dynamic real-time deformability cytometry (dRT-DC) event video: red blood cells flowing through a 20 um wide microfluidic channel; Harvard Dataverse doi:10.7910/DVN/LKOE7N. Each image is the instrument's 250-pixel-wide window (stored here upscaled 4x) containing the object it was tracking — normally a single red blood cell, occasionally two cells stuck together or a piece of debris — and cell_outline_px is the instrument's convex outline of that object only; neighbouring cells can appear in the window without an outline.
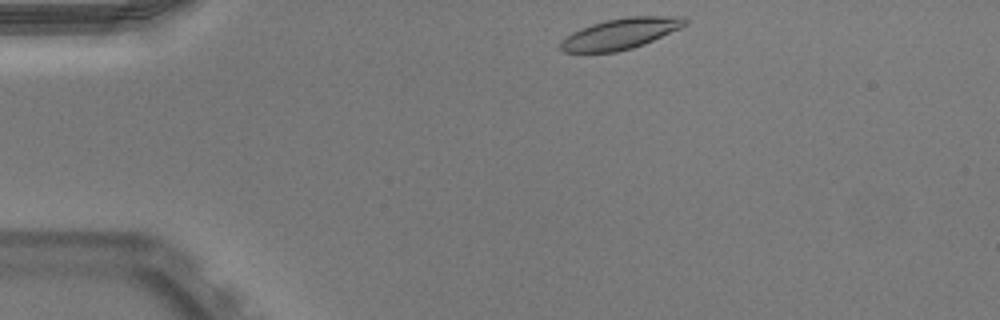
{"species": "Egyptian fruit bat (a non-hibernating species)", "species_latin": "Rousettus aegyptiacus", "temperature_condition": "warm", "stored_images_in_passage": 42, "camera_frame_rate_fps": 3000, "um_per_image_px": 0.085, "animal": {"sex": "male"}, "frame": {"image": 1, "passage_image": 1, "time_ms": 0.0, "image_size_px": [1000, 320], "cell_outline_px": [[688, 24], [680, 28], [644, 44], [632, 48], [616, 52], [564, 52], [560, 48], [560, 40], [572, 32], [580, 28], [604, 20], [628, 16], [684, 16], [688, 20]], "centroid_in_image_um": [52.75, 2.85], "position_along_channel_um": 32.3, "area_um2": 22.48}}
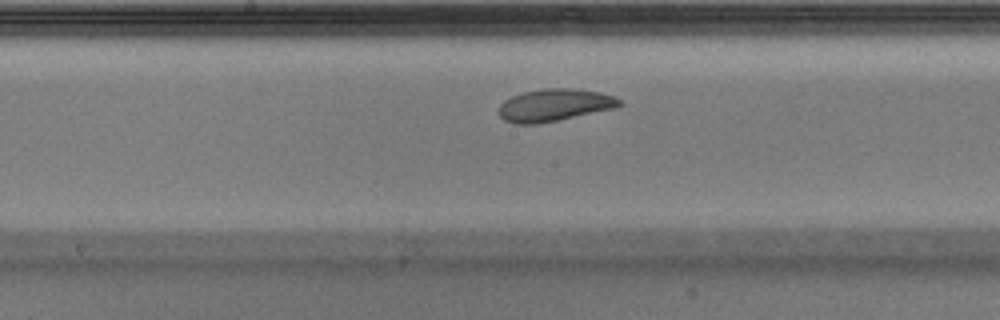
{"frame": {"image": 2, "passage_image": 18, "time_ms": 5.667, "image_size_px": [1000, 320], "cell_outline_px": [[624, 104], [616, 108], [536, 124], [512, 124], [504, 120], [500, 116], [500, 104], [504, 100], [512, 96], [524, 92], [544, 88], [572, 88], [600, 92], [612, 96], [620, 100]], "centroid_in_image_um": [47.12, 8.93], "position_along_channel_um": 201.1, "area_um2": 22.6}, "authors_computed_cell_mechanics": {"area_um2": 22.8888, "velocity_mm_per_s": 3.9135, "shape_relaxation_time_tau1_ms": 2.5434, "shape_relaxation_time_tau2_ms": 2.5553, "deformation_change_tau1": 0.0953, "deformation_change_tau2": 0.09}}